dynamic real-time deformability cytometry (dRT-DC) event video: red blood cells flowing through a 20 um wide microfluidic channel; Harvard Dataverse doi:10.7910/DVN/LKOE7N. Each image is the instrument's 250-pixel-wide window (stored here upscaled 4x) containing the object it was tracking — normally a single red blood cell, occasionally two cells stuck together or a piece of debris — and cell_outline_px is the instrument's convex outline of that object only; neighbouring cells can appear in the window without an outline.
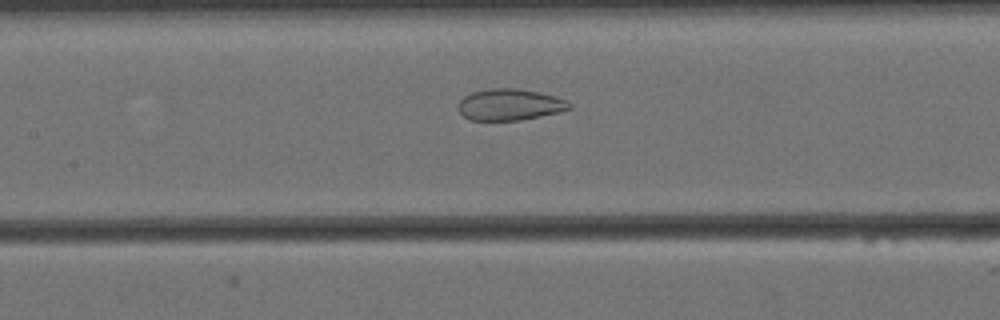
{"species": "Egyptian fruit bat (a non-hibernating species)", "species_latin": "Rousettus aegyptiacus", "temperature_condition": "cold", "stored_images_in_passage": 52, "camera_frame_rate_fps": 3000, "um_per_image_px": 0.085, "animal": {"sex": "female"}, "frame": {"image": 1, "passage_image": 25, "time_ms": 8.0, "image_size_px": [1000, 320], "cell_outline_px": [[572, 108], [560, 112], [520, 120], [468, 120], [456, 108], [456, 104], [464, 96], [472, 92], [488, 88], [520, 88], [540, 92], [564, 100], [572, 104]], "centroid_in_image_um": [43.29, 8.89], "position_along_channel_um": 164.1, "area_um2": 20.52}}
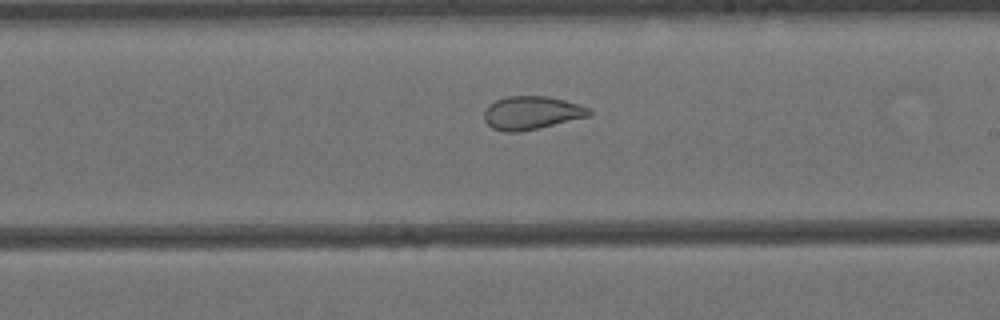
{"frame": {"image": 2, "passage_image": 32, "time_ms": 10.333, "image_size_px": [1000, 320], "cell_outline_px": [[592, 112], [588, 116], [520, 132], [504, 132], [492, 128], [484, 120], [484, 112], [488, 104], [496, 100], [508, 96], [548, 96], [580, 104], [588, 108]], "centroid_in_image_um": [45.14, 9.58], "position_along_channel_um": 243.9, "area_um2": 20.23}}
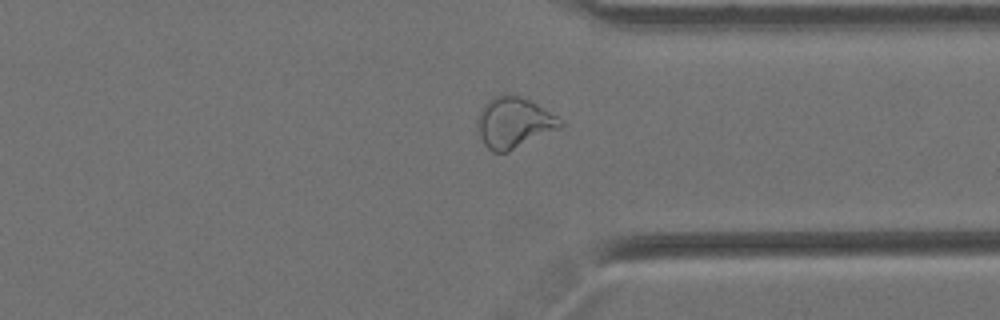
{"frame": {"image": 3, "passage_image": 43, "time_ms": 14.0, "image_size_px": [1000, 320], "cell_outline_px": [[564, 124], [560, 128], [508, 152], [492, 152], [484, 144], [480, 136], [476, 124], [476, 120], [484, 104], [488, 100], [504, 92], [520, 96], [532, 100], [564, 120]], "centroid_in_image_um": [43.69, 10.4], "position_along_channel_um": 367.7, "area_um2": 24.85}, "authors_computed_cell_mechanics": {"area_um2": 24.9985, "velocity_mm_per_s": 3.4414, "shape_relaxation_time_tau1_ms": null, "shape_relaxation_time_tau2_ms": 1.6798, "deformation_change_tau1": null, "deformation_change_tau2": 0.0839}}